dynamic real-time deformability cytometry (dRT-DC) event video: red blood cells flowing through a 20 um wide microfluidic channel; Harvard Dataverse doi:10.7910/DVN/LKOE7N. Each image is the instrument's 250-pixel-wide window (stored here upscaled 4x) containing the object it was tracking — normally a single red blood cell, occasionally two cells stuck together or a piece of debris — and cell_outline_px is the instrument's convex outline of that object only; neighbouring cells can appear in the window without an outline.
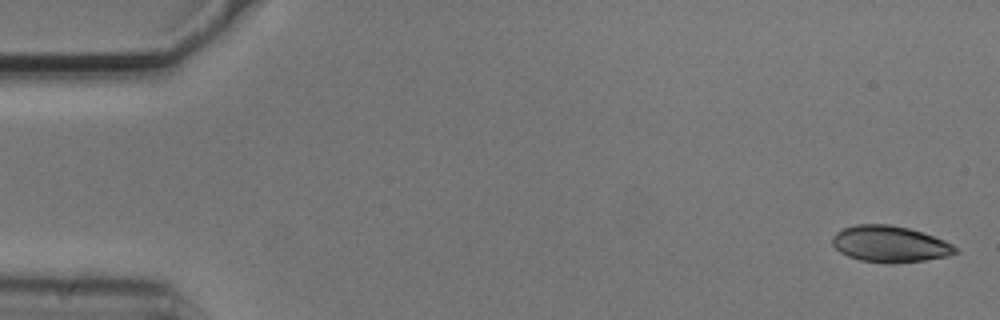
{"species": "common noctule bat (a hibernating species)", "species_latin": "Nyctalus noctula", "temperature_condition": "cold", "stored_images_in_passage": 5, "camera_frame_rate_fps": 3000, "um_per_image_px": 0.085, "animal": {"sex": "male", "body_mass_g": 20.5, "forearm_length_mm": 52.5}, "frame": {"image": 1, "passage_image": 1, "time_ms": 0.0, "image_size_px": [1000, 320], "cell_outline_px": [[960, 252], [948, 256], [924, 260], [892, 264], [888, 264], [860, 260], [848, 256], [840, 252], [832, 244], [832, 236], [836, 232], [844, 228], [856, 224], [892, 224], [924, 232], [944, 240], [952, 244]], "centroid_in_image_um": [75.65, 20.74], "position_along_channel_um": 9.4, "area_um2": 26.3}}